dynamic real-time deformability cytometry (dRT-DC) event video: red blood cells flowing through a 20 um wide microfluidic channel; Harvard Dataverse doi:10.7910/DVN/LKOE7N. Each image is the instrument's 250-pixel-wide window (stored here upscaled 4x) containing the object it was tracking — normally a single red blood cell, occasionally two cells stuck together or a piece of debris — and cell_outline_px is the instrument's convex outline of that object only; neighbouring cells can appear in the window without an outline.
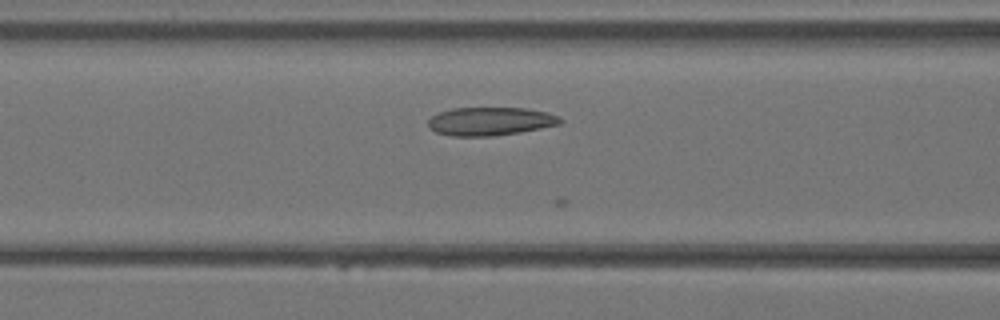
{"species": "Egyptian fruit bat (a non-hibernating species)", "species_latin": "Rousettus aegyptiacus", "temperature_condition": "warm", "stored_images_in_passage": 12, "camera_frame_rate_fps": 3000, "um_per_image_px": 0.085, "animal": {"sex": "female"}, "frame": {"image": 1, "passage_image": 8, "time_ms": 2.333, "image_size_px": [1000, 320], "cell_outline_px": [[564, 120], [560, 124], [520, 132], [492, 136], [452, 136], [436, 132], [428, 128], [428, 120], [432, 116], [440, 112], [452, 108], [524, 108], [544, 112], [560, 116]], "centroid_in_image_um": [41.66, 10.31], "position_along_channel_um": 124.9, "area_um2": 21.73}}